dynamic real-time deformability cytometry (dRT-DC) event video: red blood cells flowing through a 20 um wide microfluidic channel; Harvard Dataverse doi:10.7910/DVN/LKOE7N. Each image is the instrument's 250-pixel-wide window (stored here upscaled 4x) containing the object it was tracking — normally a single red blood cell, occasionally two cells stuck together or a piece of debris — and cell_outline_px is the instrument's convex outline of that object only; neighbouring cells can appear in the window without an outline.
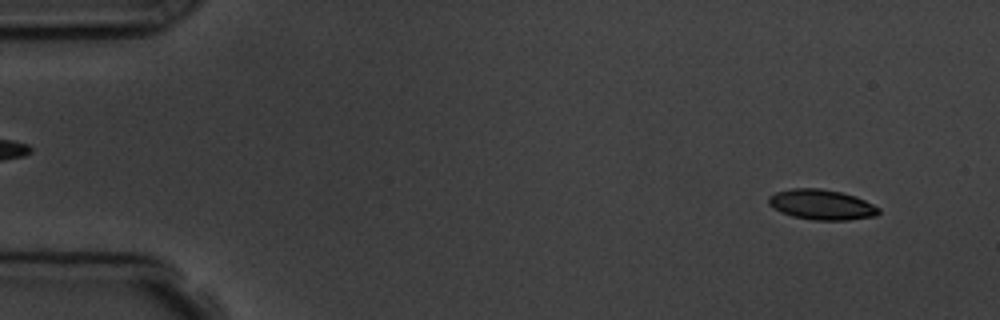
{"species": "common noctule bat (a hibernating species)", "species_latin": "Nyctalus noctula", "temperature_condition": "room temperature", "stored_images_in_passage": 4, "camera_frame_rate_fps": 3000, "um_per_image_px": 0.085, "animal": {"sex": "male", "body_mass_g": 19.5, "forearm_length_mm": 54.6}, "frame": {"image": 1, "passage_image": 1, "time_ms": 0.0, "image_size_px": [1000, 320], "cell_outline_px": [[880, 212], [876, 216], [848, 220], [812, 220], [792, 216], [780, 212], [768, 204], [768, 196], [776, 192], [792, 188], [820, 188], [840, 192], [856, 196], [880, 208]], "centroid_in_image_um": [69.82, 17.39], "position_along_channel_um": 15.2, "area_um2": 19.48}}
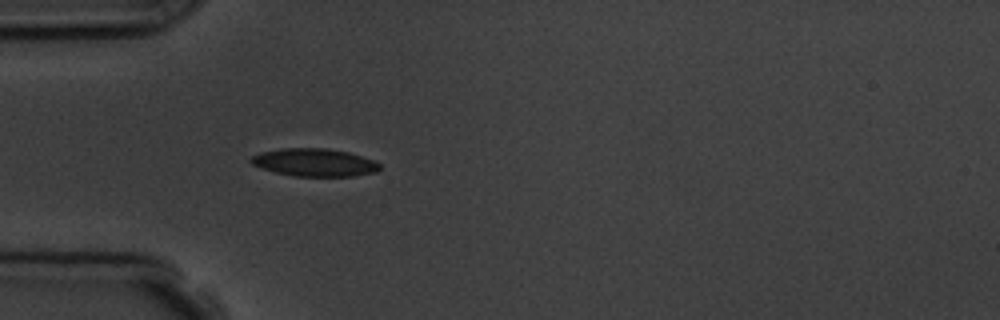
{"frame": {"image": 2, "passage_image": 4, "time_ms": 4.0, "image_size_px": [1000, 320], "cell_outline_px": [[380, 168], [376, 172], [352, 176], [296, 176], [276, 172], [252, 164], [248, 160], [252, 156], [260, 152], [280, 148], [324, 148], [348, 152], [372, 160], [380, 164]], "centroid_in_image_um": [26.71, 13.8], "position_along_channel_um": 58.3, "area_um2": 20.63}}